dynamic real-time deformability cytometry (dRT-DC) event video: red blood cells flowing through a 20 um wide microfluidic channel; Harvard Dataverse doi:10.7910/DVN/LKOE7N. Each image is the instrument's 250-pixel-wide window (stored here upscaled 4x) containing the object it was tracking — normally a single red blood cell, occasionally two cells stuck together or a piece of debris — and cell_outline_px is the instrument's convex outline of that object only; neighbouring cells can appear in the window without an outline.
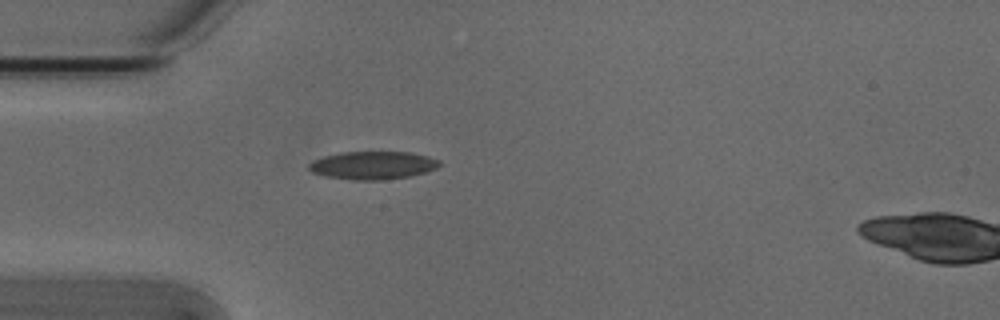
{"species": "Egyptian fruit bat (a non-hibernating species)", "species_latin": "Rousettus aegyptiacus", "temperature_condition": "cold", "stored_images_in_passage": 1, "camera_frame_rate_fps": 3000, "um_per_image_px": 0.085, "animal": {"sex": "male"}, "frame": {"image": 1, "passage_image": 1, "time_ms": 0.0, "image_size_px": [1000, 320], "cell_outline_px": [[440, 164], [436, 168], [424, 172], [408, 176], [384, 180], [356, 180], [324, 176], [312, 172], [308, 168], [308, 164], [312, 160], [324, 156], [340, 152], [408, 152], [428, 156], [440, 160]], "centroid_in_image_um": [31.65, 14.05], "position_along_channel_um": 53.3, "area_um2": 21.27}}